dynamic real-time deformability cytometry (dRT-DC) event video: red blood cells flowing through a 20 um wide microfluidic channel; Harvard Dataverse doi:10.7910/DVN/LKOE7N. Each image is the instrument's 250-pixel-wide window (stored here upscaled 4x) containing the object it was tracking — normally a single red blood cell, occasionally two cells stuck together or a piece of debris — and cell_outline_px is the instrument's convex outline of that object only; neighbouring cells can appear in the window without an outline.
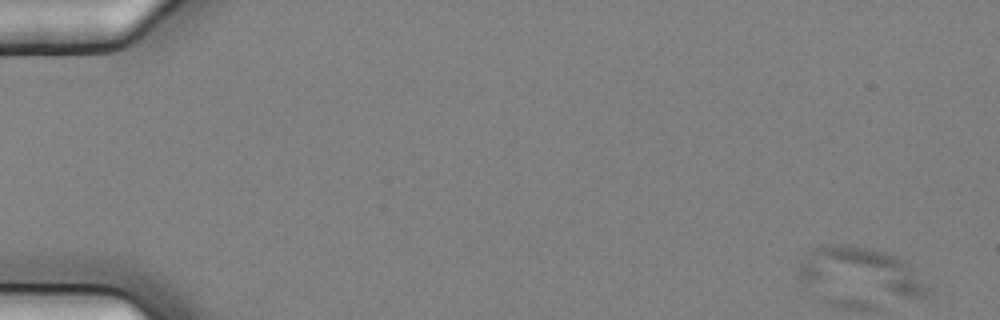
{"species": "common noctule bat (a hibernating species)", "species_latin": "Nyctalus noctula", "temperature_condition": "cold", "stored_images_in_passage": 1, "camera_frame_rate_fps": 3000, "um_per_image_px": 0.085, "animal": {"sex": "female", "body_mass_g": 25.1}, "frame": {"image": 1, "passage_image": 1, "time_ms": 0.0, "image_size_px": [1000, 320], "cell_outline_px": [[932, 292], [924, 296], [904, 296], [800, 280], [796, 272], [800, 260], [812, 248], [820, 244], [848, 244], [872, 248], [884, 252], [908, 264], [932, 288]], "centroid_in_image_um": [73.18, 22.98], "position_along_channel_um": 11.8, "area_um2": 33.93}}